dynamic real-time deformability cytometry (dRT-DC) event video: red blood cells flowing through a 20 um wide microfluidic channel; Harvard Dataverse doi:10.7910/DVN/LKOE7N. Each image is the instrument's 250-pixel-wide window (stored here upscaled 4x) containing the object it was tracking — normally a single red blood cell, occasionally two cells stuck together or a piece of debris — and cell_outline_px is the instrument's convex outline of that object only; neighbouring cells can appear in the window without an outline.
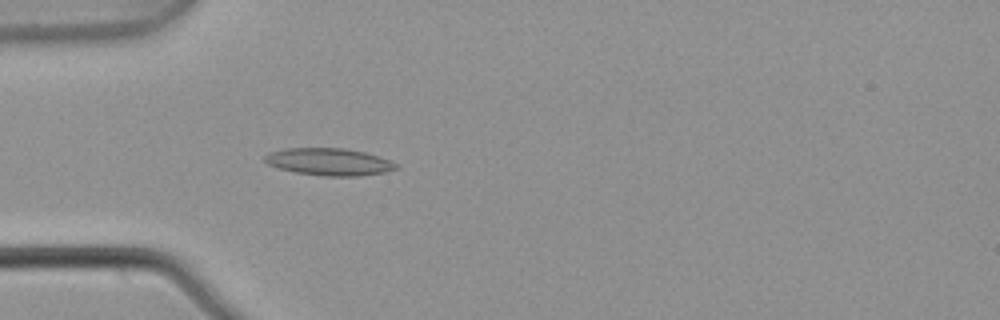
{"species": "common noctule bat (a hibernating species)", "species_latin": "Nyctalus noctula", "temperature_condition": "warm", "stored_images_in_passage": 4, "camera_frame_rate_fps": 3000, "um_per_image_px": 0.085, "animal": {"sex": "male", "body_mass_g": 21.5, "forearm_length_mm": 52.0}, "frame": {"image": 1, "passage_image": 4, "time_ms": 1.0, "image_size_px": [1000, 320], "cell_outline_px": [[400, 168], [384, 172], [360, 176], [324, 176], [296, 172], [276, 168], [268, 164], [264, 160], [264, 156], [268, 152], [284, 148], [344, 148], [364, 152], [400, 164]], "centroid_in_image_um": [27.95, 13.75], "position_along_channel_um": 57.0, "area_um2": 20.92}}